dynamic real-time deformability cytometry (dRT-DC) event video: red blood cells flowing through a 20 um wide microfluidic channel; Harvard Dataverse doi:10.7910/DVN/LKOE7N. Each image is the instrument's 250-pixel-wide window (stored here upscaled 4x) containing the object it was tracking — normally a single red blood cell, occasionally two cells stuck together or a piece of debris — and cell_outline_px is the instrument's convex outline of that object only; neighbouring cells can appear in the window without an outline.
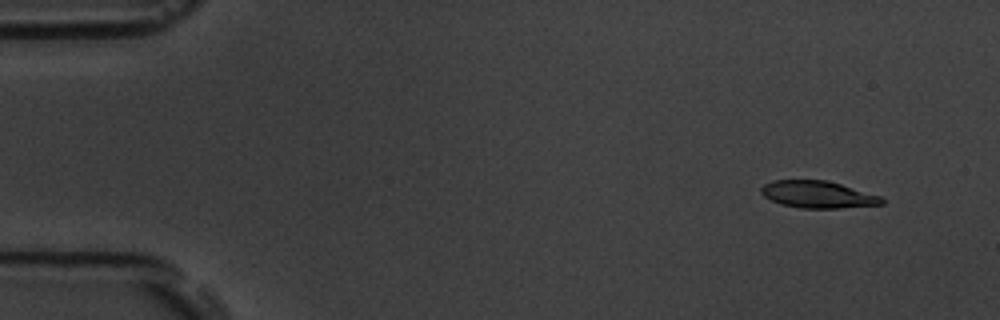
{"species": "common noctule bat (a hibernating species)", "species_latin": "Nyctalus noctula", "temperature_condition": "room temperature", "stored_images_in_passage": 6, "camera_frame_rate_fps": 3000, "um_per_image_px": 0.085, "animal": {"sex": "male", "body_mass_g": 19.5, "forearm_length_mm": 54.6}, "frame": {"image": 1, "passage_image": 2, "time_ms": 0.333, "image_size_px": [1000, 320], "cell_outline_px": [[884, 204], [840, 208], [800, 208], [780, 204], [764, 196], [760, 192], [760, 188], [764, 184], [772, 180], [828, 180], [880, 196], [884, 200]], "centroid_in_image_um": [69.49, 16.53], "position_along_channel_um": 15.5, "area_um2": 19.02}}
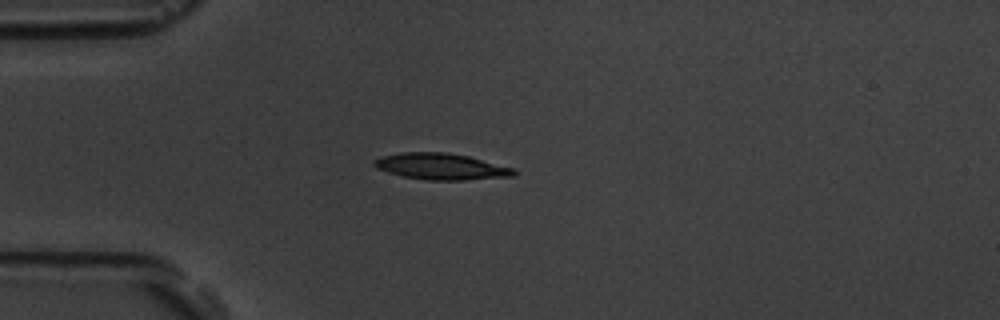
{"frame": {"image": 2, "passage_image": 5, "time_ms": 1.333, "image_size_px": [1000, 320], "cell_outline_px": [[516, 176], [464, 180], [428, 180], [404, 176], [388, 172], [376, 168], [372, 164], [372, 160], [384, 156], [400, 152], [444, 152], [468, 156], [516, 168]], "centroid_in_image_um": [37.52, 14.15], "position_along_channel_um": 47.5, "area_um2": 21.5}}